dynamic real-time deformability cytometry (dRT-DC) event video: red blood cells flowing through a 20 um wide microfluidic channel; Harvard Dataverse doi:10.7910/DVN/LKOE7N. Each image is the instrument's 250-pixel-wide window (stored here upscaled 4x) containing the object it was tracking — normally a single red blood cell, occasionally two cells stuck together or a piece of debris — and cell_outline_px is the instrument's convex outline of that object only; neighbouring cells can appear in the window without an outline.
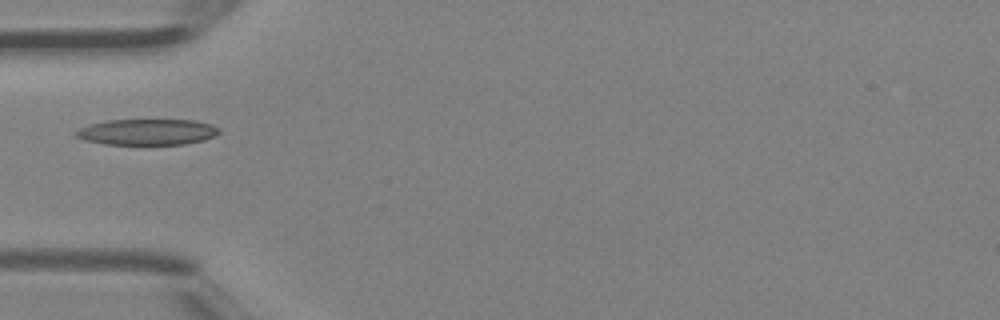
{"species": "Egyptian fruit bat (a non-hibernating species)", "species_latin": "Rousettus aegyptiacus", "temperature_condition": "room temperature", "stored_images_in_passage": 3, "camera_frame_rate_fps": 3000, "um_per_image_px": 0.085, "animal": {"sex": "female"}, "frame": {"image": 1, "passage_image": 3, "time_ms": 0.667, "image_size_px": [1000, 320], "cell_outline_px": [[220, 132], [216, 136], [204, 140], [184, 144], [104, 144], [84, 140], [76, 136], [72, 132], [88, 124], [108, 120], [192, 120], [212, 124], [220, 128]], "centroid_in_image_um": [12.51, 11.21], "position_along_channel_um": 72.5, "area_um2": 21.79}}